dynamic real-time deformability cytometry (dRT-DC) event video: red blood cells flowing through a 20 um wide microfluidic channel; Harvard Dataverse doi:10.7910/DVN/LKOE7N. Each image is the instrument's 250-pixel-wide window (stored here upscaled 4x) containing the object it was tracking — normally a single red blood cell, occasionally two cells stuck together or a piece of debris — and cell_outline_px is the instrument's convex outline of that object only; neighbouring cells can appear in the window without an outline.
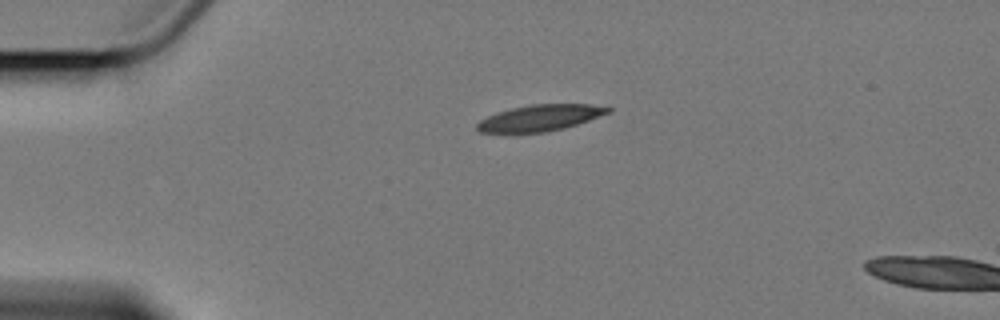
{"species": "Egyptian fruit bat (a non-hibernating species)", "species_latin": "Rousettus aegyptiacus", "temperature_condition": "cold", "stored_images_in_passage": 2, "camera_frame_rate_fps": 3000, "um_per_image_px": 0.085, "animal": {"sex": "female"}, "frame": {"image": 1, "passage_image": 1, "time_ms": 0.0, "image_size_px": [1000, 320], "cell_outline_px": [[612, 112], [564, 128], [548, 132], [512, 136], [480, 132], [476, 128], [476, 124], [480, 120], [496, 112], [512, 108], [532, 104], [592, 104], [612, 108]], "centroid_in_image_um": [45.82, 10.07], "position_along_channel_um": 39.2, "area_um2": 20.87}}